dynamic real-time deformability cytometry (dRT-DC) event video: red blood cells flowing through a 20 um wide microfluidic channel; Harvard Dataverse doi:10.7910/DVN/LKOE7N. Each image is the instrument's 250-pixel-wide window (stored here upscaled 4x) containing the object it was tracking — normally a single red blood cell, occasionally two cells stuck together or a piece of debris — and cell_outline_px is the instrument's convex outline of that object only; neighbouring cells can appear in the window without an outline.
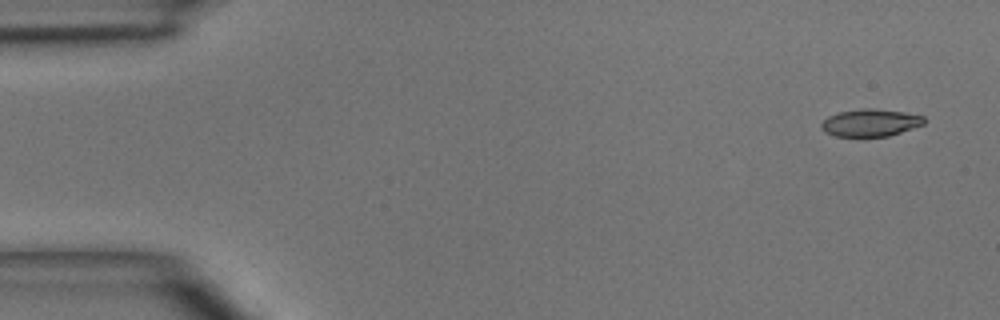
{"species": "common noctule bat (a hibernating species)", "species_latin": "Nyctalus noctula", "temperature_condition": "room temperature", "stored_images_in_passage": 4, "camera_frame_rate_fps": 3000, "um_per_image_px": 0.085, "animal": {"sex": "male", "body_mass_g": 15.6}, "frame": {"image": 1, "passage_image": 1, "time_ms": 0.0, "image_size_px": [1000, 320], "cell_outline_px": [[924, 124], [888, 136], [836, 136], [824, 132], [820, 128], [820, 124], [828, 116], [840, 112], [860, 108], [872, 108], [904, 112], [924, 116]], "centroid_in_image_um": [73.95, 10.42], "position_along_channel_um": 11.0, "area_um2": 16.3}}
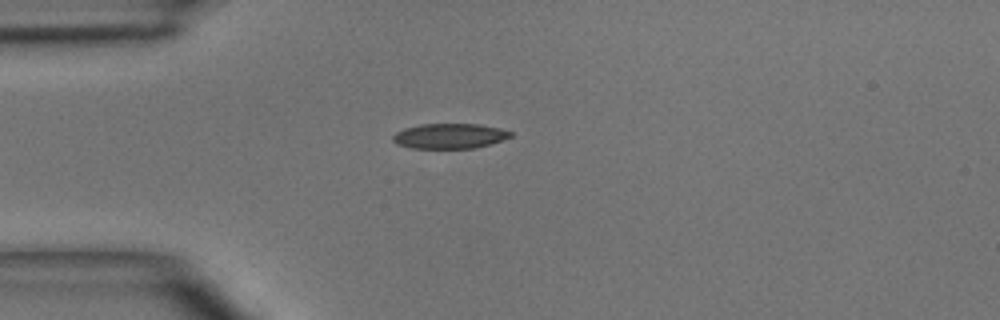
{"frame": {"image": 2, "passage_image": 4, "time_ms": 3.333, "image_size_px": [1000, 320], "cell_outline_px": [[512, 136], [476, 148], [408, 148], [396, 144], [392, 140], [392, 136], [396, 132], [404, 128], [420, 124], [480, 124], [500, 128], [512, 132]], "centroid_in_image_um": [38.17, 11.56], "position_along_channel_um": 46.8, "area_um2": 17.22}}